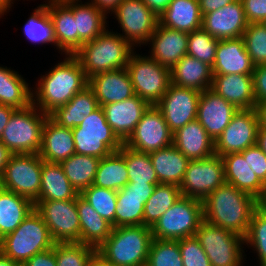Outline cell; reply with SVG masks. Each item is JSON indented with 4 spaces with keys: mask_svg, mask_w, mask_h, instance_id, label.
Masks as SVG:
<instances>
[{
    "mask_svg": "<svg viewBox=\"0 0 266 266\" xmlns=\"http://www.w3.org/2000/svg\"><path fill=\"white\" fill-rule=\"evenodd\" d=\"M242 38L253 66L266 65V28L261 23H248Z\"/></svg>",
    "mask_w": 266,
    "mask_h": 266,
    "instance_id": "48",
    "label": "cell"
},
{
    "mask_svg": "<svg viewBox=\"0 0 266 266\" xmlns=\"http://www.w3.org/2000/svg\"><path fill=\"white\" fill-rule=\"evenodd\" d=\"M12 155V152L0 141V177Z\"/></svg>",
    "mask_w": 266,
    "mask_h": 266,
    "instance_id": "59",
    "label": "cell"
},
{
    "mask_svg": "<svg viewBox=\"0 0 266 266\" xmlns=\"http://www.w3.org/2000/svg\"><path fill=\"white\" fill-rule=\"evenodd\" d=\"M57 49L61 54L73 55L76 52V19L74 0H50L47 2Z\"/></svg>",
    "mask_w": 266,
    "mask_h": 266,
    "instance_id": "25",
    "label": "cell"
},
{
    "mask_svg": "<svg viewBox=\"0 0 266 266\" xmlns=\"http://www.w3.org/2000/svg\"><path fill=\"white\" fill-rule=\"evenodd\" d=\"M249 155L253 173L266 186V154L255 144L249 147Z\"/></svg>",
    "mask_w": 266,
    "mask_h": 266,
    "instance_id": "52",
    "label": "cell"
},
{
    "mask_svg": "<svg viewBox=\"0 0 266 266\" xmlns=\"http://www.w3.org/2000/svg\"><path fill=\"white\" fill-rule=\"evenodd\" d=\"M238 110L222 96L208 89L201 92L197 120L215 142Z\"/></svg>",
    "mask_w": 266,
    "mask_h": 266,
    "instance_id": "19",
    "label": "cell"
},
{
    "mask_svg": "<svg viewBox=\"0 0 266 266\" xmlns=\"http://www.w3.org/2000/svg\"><path fill=\"white\" fill-rule=\"evenodd\" d=\"M148 44L151 46L149 56L171 69L187 54L188 33L158 23L146 45Z\"/></svg>",
    "mask_w": 266,
    "mask_h": 266,
    "instance_id": "21",
    "label": "cell"
},
{
    "mask_svg": "<svg viewBox=\"0 0 266 266\" xmlns=\"http://www.w3.org/2000/svg\"><path fill=\"white\" fill-rule=\"evenodd\" d=\"M183 266H211V263L195 236L179 239Z\"/></svg>",
    "mask_w": 266,
    "mask_h": 266,
    "instance_id": "50",
    "label": "cell"
},
{
    "mask_svg": "<svg viewBox=\"0 0 266 266\" xmlns=\"http://www.w3.org/2000/svg\"><path fill=\"white\" fill-rule=\"evenodd\" d=\"M144 4L150 9V11L156 15V17H160L169 6V3L172 0H142Z\"/></svg>",
    "mask_w": 266,
    "mask_h": 266,
    "instance_id": "56",
    "label": "cell"
},
{
    "mask_svg": "<svg viewBox=\"0 0 266 266\" xmlns=\"http://www.w3.org/2000/svg\"><path fill=\"white\" fill-rule=\"evenodd\" d=\"M248 23H261L266 18V0H241Z\"/></svg>",
    "mask_w": 266,
    "mask_h": 266,
    "instance_id": "51",
    "label": "cell"
},
{
    "mask_svg": "<svg viewBox=\"0 0 266 266\" xmlns=\"http://www.w3.org/2000/svg\"><path fill=\"white\" fill-rule=\"evenodd\" d=\"M129 182L125 163V144L109 156L100 159L92 185L115 191L125 187Z\"/></svg>",
    "mask_w": 266,
    "mask_h": 266,
    "instance_id": "39",
    "label": "cell"
},
{
    "mask_svg": "<svg viewBox=\"0 0 266 266\" xmlns=\"http://www.w3.org/2000/svg\"><path fill=\"white\" fill-rule=\"evenodd\" d=\"M135 49L120 33L107 28L92 41L84 43L73 55L89 79L98 73L126 68Z\"/></svg>",
    "mask_w": 266,
    "mask_h": 266,
    "instance_id": "3",
    "label": "cell"
},
{
    "mask_svg": "<svg viewBox=\"0 0 266 266\" xmlns=\"http://www.w3.org/2000/svg\"><path fill=\"white\" fill-rule=\"evenodd\" d=\"M118 21L120 34L134 47L145 45L153 35L159 18L142 0H122L111 12Z\"/></svg>",
    "mask_w": 266,
    "mask_h": 266,
    "instance_id": "13",
    "label": "cell"
},
{
    "mask_svg": "<svg viewBox=\"0 0 266 266\" xmlns=\"http://www.w3.org/2000/svg\"><path fill=\"white\" fill-rule=\"evenodd\" d=\"M87 266H113L97 251L90 258Z\"/></svg>",
    "mask_w": 266,
    "mask_h": 266,
    "instance_id": "61",
    "label": "cell"
},
{
    "mask_svg": "<svg viewBox=\"0 0 266 266\" xmlns=\"http://www.w3.org/2000/svg\"><path fill=\"white\" fill-rule=\"evenodd\" d=\"M122 0H91L97 8L102 9L107 14L112 12V10L121 2Z\"/></svg>",
    "mask_w": 266,
    "mask_h": 266,
    "instance_id": "58",
    "label": "cell"
},
{
    "mask_svg": "<svg viewBox=\"0 0 266 266\" xmlns=\"http://www.w3.org/2000/svg\"><path fill=\"white\" fill-rule=\"evenodd\" d=\"M63 59L40 76L32 90L33 104L48 115L88 86V78L77 58L65 55Z\"/></svg>",
    "mask_w": 266,
    "mask_h": 266,
    "instance_id": "1",
    "label": "cell"
},
{
    "mask_svg": "<svg viewBox=\"0 0 266 266\" xmlns=\"http://www.w3.org/2000/svg\"><path fill=\"white\" fill-rule=\"evenodd\" d=\"M244 8L241 0L224 6L202 16V28L212 37L223 39L240 38L247 28Z\"/></svg>",
    "mask_w": 266,
    "mask_h": 266,
    "instance_id": "20",
    "label": "cell"
},
{
    "mask_svg": "<svg viewBox=\"0 0 266 266\" xmlns=\"http://www.w3.org/2000/svg\"><path fill=\"white\" fill-rule=\"evenodd\" d=\"M189 160H201L215 154V142L195 119L173 132V143Z\"/></svg>",
    "mask_w": 266,
    "mask_h": 266,
    "instance_id": "28",
    "label": "cell"
},
{
    "mask_svg": "<svg viewBox=\"0 0 266 266\" xmlns=\"http://www.w3.org/2000/svg\"><path fill=\"white\" fill-rule=\"evenodd\" d=\"M252 82L256 104L266 101V65L254 67Z\"/></svg>",
    "mask_w": 266,
    "mask_h": 266,
    "instance_id": "53",
    "label": "cell"
},
{
    "mask_svg": "<svg viewBox=\"0 0 266 266\" xmlns=\"http://www.w3.org/2000/svg\"><path fill=\"white\" fill-rule=\"evenodd\" d=\"M126 69L133 84L135 95H138L149 105H156L171 83L170 68L161 65L149 55L141 56L134 51Z\"/></svg>",
    "mask_w": 266,
    "mask_h": 266,
    "instance_id": "9",
    "label": "cell"
},
{
    "mask_svg": "<svg viewBox=\"0 0 266 266\" xmlns=\"http://www.w3.org/2000/svg\"><path fill=\"white\" fill-rule=\"evenodd\" d=\"M22 75L0 66V104L24 109L33 104V91Z\"/></svg>",
    "mask_w": 266,
    "mask_h": 266,
    "instance_id": "38",
    "label": "cell"
},
{
    "mask_svg": "<svg viewBox=\"0 0 266 266\" xmlns=\"http://www.w3.org/2000/svg\"><path fill=\"white\" fill-rule=\"evenodd\" d=\"M244 244L257 253L260 266H266V215L258 208L252 214Z\"/></svg>",
    "mask_w": 266,
    "mask_h": 266,
    "instance_id": "49",
    "label": "cell"
},
{
    "mask_svg": "<svg viewBox=\"0 0 266 266\" xmlns=\"http://www.w3.org/2000/svg\"><path fill=\"white\" fill-rule=\"evenodd\" d=\"M98 107L99 103L94 92L87 86L77 92L67 104L57 107L49 117L60 126L73 129Z\"/></svg>",
    "mask_w": 266,
    "mask_h": 266,
    "instance_id": "33",
    "label": "cell"
},
{
    "mask_svg": "<svg viewBox=\"0 0 266 266\" xmlns=\"http://www.w3.org/2000/svg\"><path fill=\"white\" fill-rule=\"evenodd\" d=\"M79 193L65 176L60 163L43 160L39 197L35 201L76 199Z\"/></svg>",
    "mask_w": 266,
    "mask_h": 266,
    "instance_id": "36",
    "label": "cell"
},
{
    "mask_svg": "<svg viewBox=\"0 0 266 266\" xmlns=\"http://www.w3.org/2000/svg\"><path fill=\"white\" fill-rule=\"evenodd\" d=\"M261 24L266 28V18L261 22Z\"/></svg>",
    "mask_w": 266,
    "mask_h": 266,
    "instance_id": "66",
    "label": "cell"
},
{
    "mask_svg": "<svg viewBox=\"0 0 266 266\" xmlns=\"http://www.w3.org/2000/svg\"><path fill=\"white\" fill-rule=\"evenodd\" d=\"M201 92L170 83L166 93L155 105L163 114L172 132L197 119Z\"/></svg>",
    "mask_w": 266,
    "mask_h": 266,
    "instance_id": "17",
    "label": "cell"
},
{
    "mask_svg": "<svg viewBox=\"0 0 266 266\" xmlns=\"http://www.w3.org/2000/svg\"><path fill=\"white\" fill-rule=\"evenodd\" d=\"M218 42L201 27L188 33L187 54L212 67Z\"/></svg>",
    "mask_w": 266,
    "mask_h": 266,
    "instance_id": "47",
    "label": "cell"
},
{
    "mask_svg": "<svg viewBox=\"0 0 266 266\" xmlns=\"http://www.w3.org/2000/svg\"><path fill=\"white\" fill-rule=\"evenodd\" d=\"M210 89L239 110L253 109L256 106L252 75H213Z\"/></svg>",
    "mask_w": 266,
    "mask_h": 266,
    "instance_id": "27",
    "label": "cell"
},
{
    "mask_svg": "<svg viewBox=\"0 0 266 266\" xmlns=\"http://www.w3.org/2000/svg\"><path fill=\"white\" fill-rule=\"evenodd\" d=\"M182 196L180 188L173 184H157L144 206L143 225L154 223Z\"/></svg>",
    "mask_w": 266,
    "mask_h": 266,
    "instance_id": "41",
    "label": "cell"
},
{
    "mask_svg": "<svg viewBox=\"0 0 266 266\" xmlns=\"http://www.w3.org/2000/svg\"><path fill=\"white\" fill-rule=\"evenodd\" d=\"M23 266H57L54 246L46 251L35 254Z\"/></svg>",
    "mask_w": 266,
    "mask_h": 266,
    "instance_id": "54",
    "label": "cell"
},
{
    "mask_svg": "<svg viewBox=\"0 0 266 266\" xmlns=\"http://www.w3.org/2000/svg\"><path fill=\"white\" fill-rule=\"evenodd\" d=\"M15 110L16 109L11 106L0 104V141H1L2 132L5 126L7 125L9 118L11 117L12 113Z\"/></svg>",
    "mask_w": 266,
    "mask_h": 266,
    "instance_id": "57",
    "label": "cell"
},
{
    "mask_svg": "<svg viewBox=\"0 0 266 266\" xmlns=\"http://www.w3.org/2000/svg\"><path fill=\"white\" fill-rule=\"evenodd\" d=\"M74 0V18L76 19V51L86 42H90L107 29V14L93 3Z\"/></svg>",
    "mask_w": 266,
    "mask_h": 266,
    "instance_id": "31",
    "label": "cell"
},
{
    "mask_svg": "<svg viewBox=\"0 0 266 266\" xmlns=\"http://www.w3.org/2000/svg\"><path fill=\"white\" fill-rule=\"evenodd\" d=\"M80 195L95 209V211L115 228V210L117 206V191L91 185Z\"/></svg>",
    "mask_w": 266,
    "mask_h": 266,
    "instance_id": "44",
    "label": "cell"
},
{
    "mask_svg": "<svg viewBox=\"0 0 266 266\" xmlns=\"http://www.w3.org/2000/svg\"><path fill=\"white\" fill-rule=\"evenodd\" d=\"M203 221V201L181 196L151 227L152 238L179 240L195 236Z\"/></svg>",
    "mask_w": 266,
    "mask_h": 266,
    "instance_id": "8",
    "label": "cell"
},
{
    "mask_svg": "<svg viewBox=\"0 0 266 266\" xmlns=\"http://www.w3.org/2000/svg\"><path fill=\"white\" fill-rule=\"evenodd\" d=\"M171 83L200 92L211 88L212 67L186 54L170 69Z\"/></svg>",
    "mask_w": 266,
    "mask_h": 266,
    "instance_id": "30",
    "label": "cell"
},
{
    "mask_svg": "<svg viewBox=\"0 0 266 266\" xmlns=\"http://www.w3.org/2000/svg\"><path fill=\"white\" fill-rule=\"evenodd\" d=\"M253 70L254 66L245 49L242 37L219 40L212 66L213 75H252Z\"/></svg>",
    "mask_w": 266,
    "mask_h": 266,
    "instance_id": "26",
    "label": "cell"
},
{
    "mask_svg": "<svg viewBox=\"0 0 266 266\" xmlns=\"http://www.w3.org/2000/svg\"><path fill=\"white\" fill-rule=\"evenodd\" d=\"M54 244L45 221L34 208L13 232L0 239V252L18 265H23Z\"/></svg>",
    "mask_w": 266,
    "mask_h": 266,
    "instance_id": "5",
    "label": "cell"
},
{
    "mask_svg": "<svg viewBox=\"0 0 266 266\" xmlns=\"http://www.w3.org/2000/svg\"><path fill=\"white\" fill-rule=\"evenodd\" d=\"M150 105L138 95L102 106L107 123L124 143L133 133L143 113Z\"/></svg>",
    "mask_w": 266,
    "mask_h": 266,
    "instance_id": "22",
    "label": "cell"
},
{
    "mask_svg": "<svg viewBox=\"0 0 266 266\" xmlns=\"http://www.w3.org/2000/svg\"><path fill=\"white\" fill-rule=\"evenodd\" d=\"M75 154L72 129L62 127L49 116L44 122L42 145L38 155L50 163H60Z\"/></svg>",
    "mask_w": 266,
    "mask_h": 266,
    "instance_id": "29",
    "label": "cell"
},
{
    "mask_svg": "<svg viewBox=\"0 0 266 266\" xmlns=\"http://www.w3.org/2000/svg\"><path fill=\"white\" fill-rule=\"evenodd\" d=\"M258 130L259 123L255 108L238 110L215 141V154L223 156L241 153L256 144Z\"/></svg>",
    "mask_w": 266,
    "mask_h": 266,
    "instance_id": "16",
    "label": "cell"
},
{
    "mask_svg": "<svg viewBox=\"0 0 266 266\" xmlns=\"http://www.w3.org/2000/svg\"><path fill=\"white\" fill-rule=\"evenodd\" d=\"M159 24L185 33L201 28L199 0H172L159 17Z\"/></svg>",
    "mask_w": 266,
    "mask_h": 266,
    "instance_id": "35",
    "label": "cell"
},
{
    "mask_svg": "<svg viewBox=\"0 0 266 266\" xmlns=\"http://www.w3.org/2000/svg\"><path fill=\"white\" fill-rule=\"evenodd\" d=\"M257 199L224 183L203 200L204 220L245 237L253 212L257 209Z\"/></svg>",
    "mask_w": 266,
    "mask_h": 266,
    "instance_id": "2",
    "label": "cell"
},
{
    "mask_svg": "<svg viewBox=\"0 0 266 266\" xmlns=\"http://www.w3.org/2000/svg\"><path fill=\"white\" fill-rule=\"evenodd\" d=\"M255 110L258 116L259 127L266 129V101L257 103Z\"/></svg>",
    "mask_w": 266,
    "mask_h": 266,
    "instance_id": "60",
    "label": "cell"
},
{
    "mask_svg": "<svg viewBox=\"0 0 266 266\" xmlns=\"http://www.w3.org/2000/svg\"><path fill=\"white\" fill-rule=\"evenodd\" d=\"M146 266H183L178 240L152 239Z\"/></svg>",
    "mask_w": 266,
    "mask_h": 266,
    "instance_id": "46",
    "label": "cell"
},
{
    "mask_svg": "<svg viewBox=\"0 0 266 266\" xmlns=\"http://www.w3.org/2000/svg\"><path fill=\"white\" fill-rule=\"evenodd\" d=\"M125 163L129 177L128 183L160 184L149 153L140 152L125 145Z\"/></svg>",
    "mask_w": 266,
    "mask_h": 266,
    "instance_id": "43",
    "label": "cell"
},
{
    "mask_svg": "<svg viewBox=\"0 0 266 266\" xmlns=\"http://www.w3.org/2000/svg\"><path fill=\"white\" fill-rule=\"evenodd\" d=\"M256 145L266 154V129L259 127Z\"/></svg>",
    "mask_w": 266,
    "mask_h": 266,
    "instance_id": "62",
    "label": "cell"
},
{
    "mask_svg": "<svg viewBox=\"0 0 266 266\" xmlns=\"http://www.w3.org/2000/svg\"><path fill=\"white\" fill-rule=\"evenodd\" d=\"M35 10V11H34ZM33 10L23 27V34L33 44H51L57 48L53 24L47 10V3L40 4Z\"/></svg>",
    "mask_w": 266,
    "mask_h": 266,
    "instance_id": "42",
    "label": "cell"
},
{
    "mask_svg": "<svg viewBox=\"0 0 266 266\" xmlns=\"http://www.w3.org/2000/svg\"><path fill=\"white\" fill-rule=\"evenodd\" d=\"M258 209L266 215V191L257 200Z\"/></svg>",
    "mask_w": 266,
    "mask_h": 266,
    "instance_id": "65",
    "label": "cell"
},
{
    "mask_svg": "<svg viewBox=\"0 0 266 266\" xmlns=\"http://www.w3.org/2000/svg\"><path fill=\"white\" fill-rule=\"evenodd\" d=\"M14 0H0V19L6 15V13H9L10 8L14 4Z\"/></svg>",
    "mask_w": 266,
    "mask_h": 266,
    "instance_id": "63",
    "label": "cell"
},
{
    "mask_svg": "<svg viewBox=\"0 0 266 266\" xmlns=\"http://www.w3.org/2000/svg\"><path fill=\"white\" fill-rule=\"evenodd\" d=\"M173 143V132L164 120L162 112L150 105L143 113L133 133L124 142L131 149L151 153L166 148Z\"/></svg>",
    "mask_w": 266,
    "mask_h": 266,
    "instance_id": "15",
    "label": "cell"
},
{
    "mask_svg": "<svg viewBox=\"0 0 266 266\" xmlns=\"http://www.w3.org/2000/svg\"><path fill=\"white\" fill-rule=\"evenodd\" d=\"M88 86L94 92L101 107L105 104L129 99L135 95L126 68L95 74L88 79Z\"/></svg>",
    "mask_w": 266,
    "mask_h": 266,
    "instance_id": "23",
    "label": "cell"
},
{
    "mask_svg": "<svg viewBox=\"0 0 266 266\" xmlns=\"http://www.w3.org/2000/svg\"><path fill=\"white\" fill-rule=\"evenodd\" d=\"M77 211L80 222V243L98 248L111 234L112 225L101 217L79 194Z\"/></svg>",
    "mask_w": 266,
    "mask_h": 266,
    "instance_id": "34",
    "label": "cell"
},
{
    "mask_svg": "<svg viewBox=\"0 0 266 266\" xmlns=\"http://www.w3.org/2000/svg\"><path fill=\"white\" fill-rule=\"evenodd\" d=\"M0 266H19L14 260L0 252Z\"/></svg>",
    "mask_w": 266,
    "mask_h": 266,
    "instance_id": "64",
    "label": "cell"
},
{
    "mask_svg": "<svg viewBox=\"0 0 266 266\" xmlns=\"http://www.w3.org/2000/svg\"><path fill=\"white\" fill-rule=\"evenodd\" d=\"M152 239L145 225L115 227L97 252L113 266H146Z\"/></svg>",
    "mask_w": 266,
    "mask_h": 266,
    "instance_id": "4",
    "label": "cell"
},
{
    "mask_svg": "<svg viewBox=\"0 0 266 266\" xmlns=\"http://www.w3.org/2000/svg\"><path fill=\"white\" fill-rule=\"evenodd\" d=\"M236 0H199L201 15L208 14L212 11L219 10L226 5L233 3Z\"/></svg>",
    "mask_w": 266,
    "mask_h": 266,
    "instance_id": "55",
    "label": "cell"
},
{
    "mask_svg": "<svg viewBox=\"0 0 266 266\" xmlns=\"http://www.w3.org/2000/svg\"><path fill=\"white\" fill-rule=\"evenodd\" d=\"M75 153L98 158L117 152L123 142L107 123L104 110L99 106L79 126L72 129Z\"/></svg>",
    "mask_w": 266,
    "mask_h": 266,
    "instance_id": "7",
    "label": "cell"
},
{
    "mask_svg": "<svg viewBox=\"0 0 266 266\" xmlns=\"http://www.w3.org/2000/svg\"><path fill=\"white\" fill-rule=\"evenodd\" d=\"M34 208L30 199L0 186V239L13 232Z\"/></svg>",
    "mask_w": 266,
    "mask_h": 266,
    "instance_id": "37",
    "label": "cell"
},
{
    "mask_svg": "<svg viewBox=\"0 0 266 266\" xmlns=\"http://www.w3.org/2000/svg\"><path fill=\"white\" fill-rule=\"evenodd\" d=\"M156 185L128 183L117 191L115 227L143 225L144 206Z\"/></svg>",
    "mask_w": 266,
    "mask_h": 266,
    "instance_id": "18",
    "label": "cell"
},
{
    "mask_svg": "<svg viewBox=\"0 0 266 266\" xmlns=\"http://www.w3.org/2000/svg\"><path fill=\"white\" fill-rule=\"evenodd\" d=\"M221 157L226 183L234 185L258 200L266 191V186L251 169L249 147L241 153H231Z\"/></svg>",
    "mask_w": 266,
    "mask_h": 266,
    "instance_id": "24",
    "label": "cell"
},
{
    "mask_svg": "<svg viewBox=\"0 0 266 266\" xmlns=\"http://www.w3.org/2000/svg\"><path fill=\"white\" fill-rule=\"evenodd\" d=\"M48 116L34 104L16 109L2 132L1 142L12 154H38L42 145L43 125Z\"/></svg>",
    "mask_w": 266,
    "mask_h": 266,
    "instance_id": "6",
    "label": "cell"
},
{
    "mask_svg": "<svg viewBox=\"0 0 266 266\" xmlns=\"http://www.w3.org/2000/svg\"><path fill=\"white\" fill-rule=\"evenodd\" d=\"M42 165L38 154H13L0 177V186L34 202L39 197Z\"/></svg>",
    "mask_w": 266,
    "mask_h": 266,
    "instance_id": "11",
    "label": "cell"
},
{
    "mask_svg": "<svg viewBox=\"0 0 266 266\" xmlns=\"http://www.w3.org/2000/svg\"><path fill=\"white\" fill-rule=\"evenodd\" d=\"M159 183L180 186L190 160L173 144L149 153Z\"/></svg>",
    "mask_w": 266,
    "mask_h": 266,
    "instance_id": "32",
    "label": "cell"
},
{
    "mask_svg": "<svg viewBox=\"0 0 266 266\" xmlns=\"http://www.w3.org/2000/svg\"><path fill=\"white\" fill-rule=\"evenodd\" d=\"M96 248L80 242L55 243L57 266H87Z\"/></svg>",
    "mask_w": 266,
    "mask_h": 266,
    "instance_id": "45",
    "label": "cell"
},
{
    "mask_svg": "<svg viewBox=\"0 0 266 266\" xmlns=\"http://www.w3.org/2000/svg\"><path fill=\"white\" fill-rule=\"evenodd\" d=\"M55 243L80 242L77 198L70 200L34 201Z\"/></svg>",
    "mask_w": 266,
    "mask_h": 266,
    "instance_id": "12",
    "label": "cell"
},
{
    "mask_svg": "<svg viewBox=\"0 0 266 266\" xmlns=\"http://www.w3.org/2000/svg\"><path fill=\"white\" fill-rule=\"evenodd\" d=\"M99 161L98 157L75 153L60 162V165L69 182L80 194L93 184Z\"/></svg>",
    "mask_w": 266,
    "mask_h": 266,
    "instance_id": "40",
    "label": "cell"
},
{
    "mask_svg": "<svg viewBox=\"0 0 266 266\" xmlns=\"http://www.w3.org/2000/svg\"><path fill=\"white\" fill-rule=\"evenodd\" d=\"M195 237L203 247L211 266H243L245 260L244 237L205 220ZM244 254V255H243Z\"/></svg>",
    "mask_w": 266,
    "mask_h": 266,
    "instance_id": "10",
    "label": "cell"
},
{
    "mask_svg": "<svg viewBox=\"0 0 266 266\" xmlns=\"http://www.w3.org/2000/svg\"><path fill=\"white\" fill-rule=\"evenodd\" d=\"M222 157L214 154L201 160H190L179 188L182 196L203 201L225 183Z\"/></svg>",
    "mask_w": 266,
    "mask_h": 266,
    "instance_id": "14",
    "label": "cell"
}]
</instances>
